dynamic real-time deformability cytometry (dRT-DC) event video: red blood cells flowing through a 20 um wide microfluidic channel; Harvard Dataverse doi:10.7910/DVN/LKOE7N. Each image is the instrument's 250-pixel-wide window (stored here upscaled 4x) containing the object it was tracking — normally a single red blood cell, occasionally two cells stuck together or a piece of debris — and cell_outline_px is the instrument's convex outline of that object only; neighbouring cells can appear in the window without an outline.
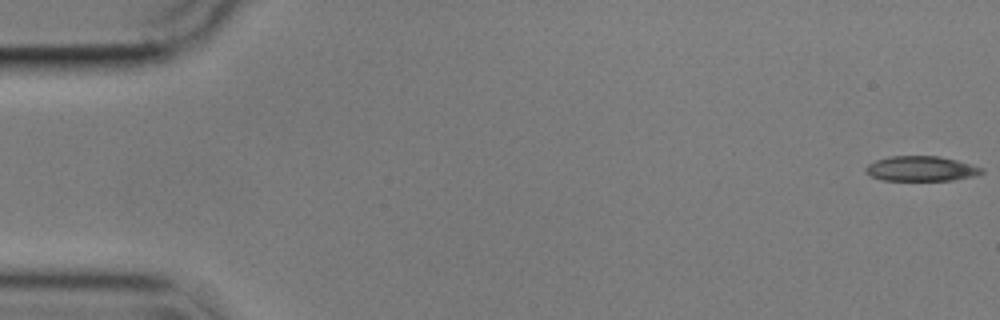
{"species": "common noctule bat (a hibernating species)", "species_latin": "Nyctalus noctula", "temperature_condition": "cold", "stored_images_in_passage": 56, "camera_frame_rate_fps": 3000, "um_per_image_px": 0.085, "animal": {"sex": "male", "body_mass_g": 17.9}, "frame": {"image": 1, "passage_image": 1, "time_ms": 0.0, "image_size_px": [1000, 320], "cell_outline_px": [[984, 172], [976, 176], [952, 180], [880, 180], [864, 172], [864, 168], [868, 164], [876, 160], [888, 156], [940, 156], [956, 160], [984, 168]], "centroid_in_image_um": [78.28, 14.33], "position_along_channel_um": 6.7, "area_um2": 16.99}}
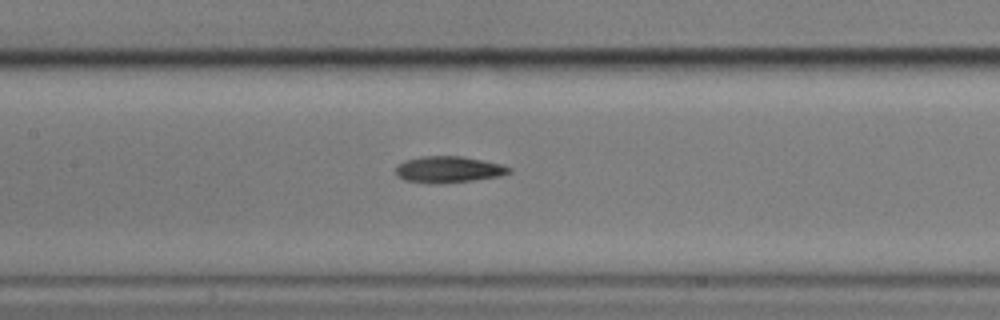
{"frame": {"image": 2, "passage_image": 26, "time_ms": 8.333, "image_size_px": [1000, 320], "cell_outline_px": [[512, 172], [500, 176], [472, 180], [432, 184], [404, 180], [396, 176], [396, 168], [404, 160], [420, 156], [464, 156], [500, 164], [512, 168]], "centroid_in_image_um": [38.11, 14.4], "position_along_channel_um": 169.3, "area_um2": 17.46}}
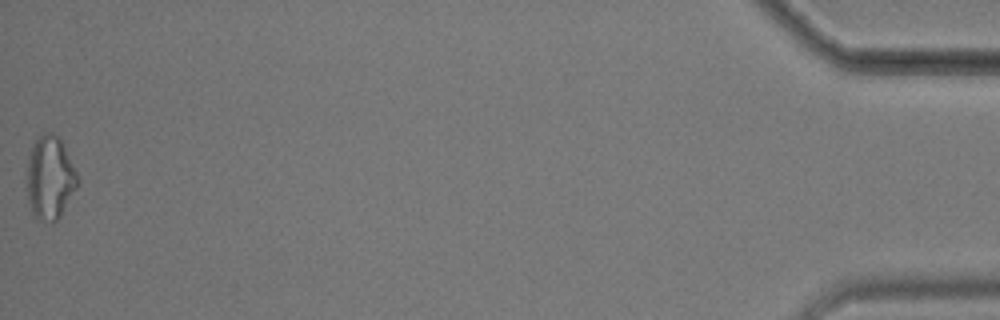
{"frame": {"image": 3, "passage_image": 56, "time_ms": 18.333, "image_size_px": [1000, 320], "cell_outline_px": [[80, 180], [76, 188], [60, 216], [52, 224], [36, 220], [32, 212], [28, 200], [24, 176], [28, 156], [32, 144], [44, 132], [52, 132], [60, 140]], "centroid_in_image_um": [4.19, 15.15], "position_along_channel_um": 431.0, "area_um2": 24.97}, "authors_computed_cell_mechanics": {"area_um2": 17.5712, "velocity_mm_per_s": 3.5739, "shape_relaxation_time_tau1_ms": 7.8145, "shape_relaxation_time_tau2_ms": 5.6631, "deformation_change_tau1": 0.1672, "deformation_change_tau2": 0.1543}}